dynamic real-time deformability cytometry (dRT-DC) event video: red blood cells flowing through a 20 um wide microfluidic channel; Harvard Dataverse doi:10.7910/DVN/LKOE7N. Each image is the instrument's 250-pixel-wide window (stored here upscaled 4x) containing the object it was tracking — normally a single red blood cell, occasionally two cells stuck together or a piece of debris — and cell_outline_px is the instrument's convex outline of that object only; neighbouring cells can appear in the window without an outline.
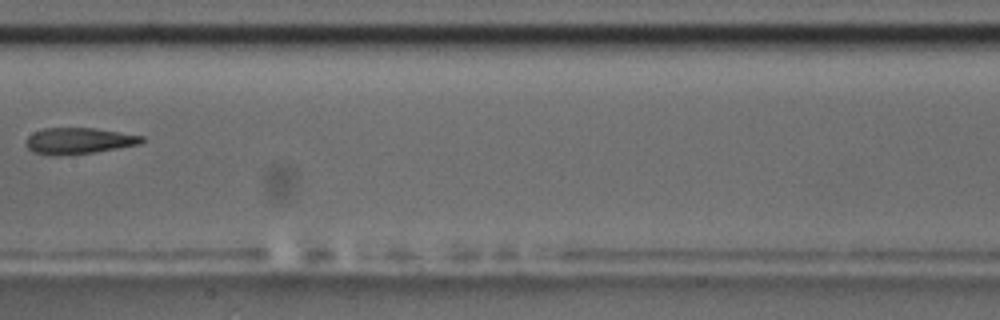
{"species": "common noctule bat (a hibernating species)", "species_latin": "Nyctalus noctula", "temperature_condition": "room temperature", "stored_images_in_passage": 5, "camera_frame_rate_fps": 3000, "um_per_image_px": 0.085, "animal": {"sex": "male", "body_mass_g": 17.5, "forearm_length_mm": 52.3}, "frame": {"image": 1, "passage_image": 5, "time_ms": 5.333, "image_size_px": [1000, 320], "cell_outline_px": [[144, 140], [140, 144], [92, 152], [60, 156], [52, 156], [32, 152], [24, 144], [28, 136], [32, 132], [44, 128], [92, 128], [120, 132], [144, 136]], "centroid_in_image_um": [6.63, 11.97], "position_along_channel_um": 200.8, "area_um2": 17.74}}